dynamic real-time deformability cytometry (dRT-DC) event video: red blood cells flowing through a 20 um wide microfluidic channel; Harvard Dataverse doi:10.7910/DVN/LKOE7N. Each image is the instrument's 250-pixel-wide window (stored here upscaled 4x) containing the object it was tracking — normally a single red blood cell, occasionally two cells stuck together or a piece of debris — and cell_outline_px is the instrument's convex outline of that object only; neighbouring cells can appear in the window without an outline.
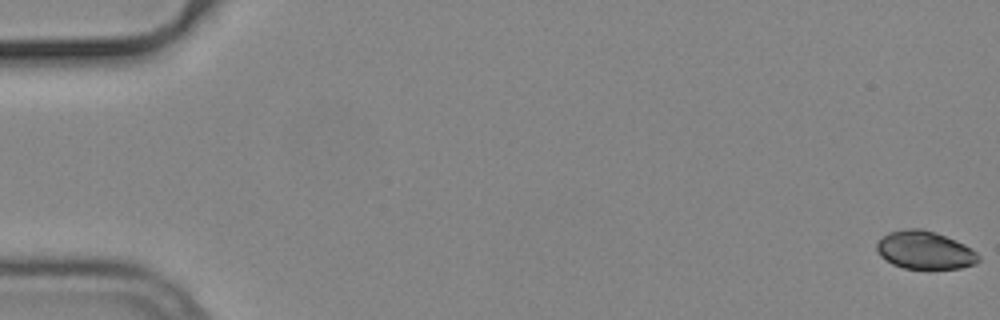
{"species": "common noctule bat (a hibernating species)", "species_latin": "Nyctalus noctula", "temperature_condition": "cold", "stored_images_in_passage": 55, "camera_frame_rate_fps": 3000, "um_per_image_px": 0.085, "animal": {"sex": "male", "body_mass_g": 19.2, "forearm_length_mm": 51.8}, "frame": {"image": 1, "passage_image": 1, "time_ms": 0.0, "image_size_px": [1000, 320], "cell_outline_px": [[980, 260], [976, 264], [960, 268], [904, 268], [892, 264], [880, 256], [876, 252], [876, 244], [888, 232], [908, 228], [920, 228], [936, 232], [964, 244], [976, 252], [980, 256]], "centroid_in_image_um": [78.6, 21.26], "position_along_channel_um": 6.4, "area_um2": 22.48}}
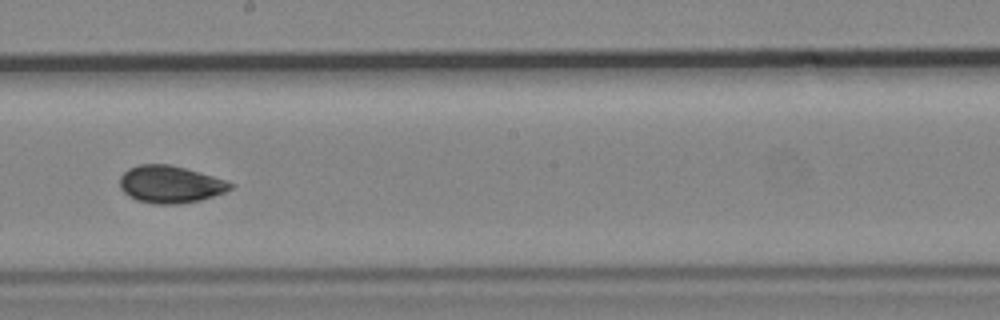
{"frame": {"image": 2, "passage_image": 32, "time_ms": 10.333, "image_size_px": [1000, 320], "cell_outline_px": [[236, 184], [232, 188], [224, 192], [200, 200], [180, 204], [152, 204], [136, 200], [128, 196], [120, 188], [120, 176], [128, 168], [140, 164], [168, 164], [200, 172]], "centroid_in_image_um": [14.44, 15.67], "position_along_channel_um": 233.8, "area_um2": 24.04}}
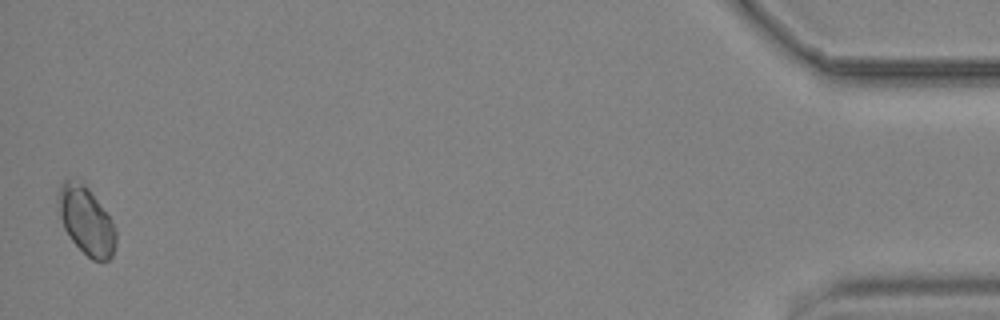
{"frame": {"image": 3, "passage_image": 55, "time_ms": 18.0, "image_size_px": [1000, 320], "cell_outline_px": [[116, 244], [112, 256], [108, 260], [92, 260], [72, 240], [64, 228], [60, 216], [56, 200], [56, 196], [60, 184], [68, 176], [84, 184], [88, 188], [112, 220], [116, 232]], "centroid_in_image_um": [7.3, 18.71], "position_along_channel_um": 427.9, "area_um2": 22.83}, "authors_computed_cell_mechanics": {"area_um2": 22.831, "velocity_mm_per_s": 3.7434, "shape_relaxation_time_tau1_ms": 4.7733, "shape_relaxation_time_tau2_ms": null, "deformation_change_tau1": 0.0747, "deformation_change_tau2": null}}